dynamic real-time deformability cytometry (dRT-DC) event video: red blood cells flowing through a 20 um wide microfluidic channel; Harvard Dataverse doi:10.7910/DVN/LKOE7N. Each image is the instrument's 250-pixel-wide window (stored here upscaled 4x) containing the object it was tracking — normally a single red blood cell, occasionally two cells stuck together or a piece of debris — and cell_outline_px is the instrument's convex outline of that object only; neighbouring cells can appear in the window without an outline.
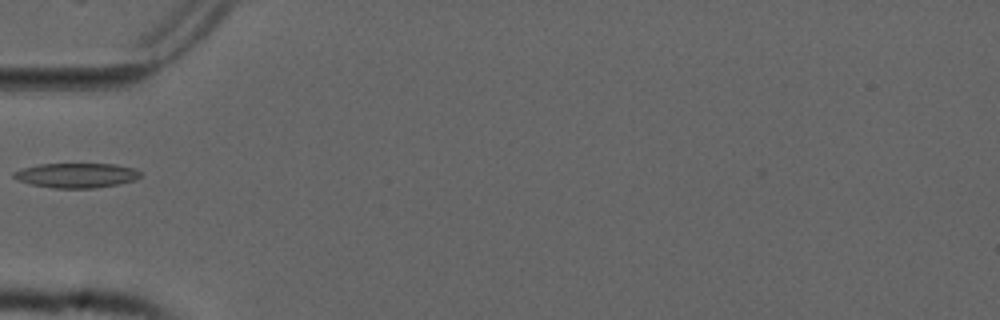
{"species": "common noctule bat (a hibernating species)", "species_latin": "Nyctalus noctula", "temperature_condition": "cold", "stored_images_in_passage": 34, "camera_frame_rate_fps": 3000, "um_per_image_px": 0.085, "animal": {"sex": "male", "forearm_length_mm": 52.5}, "frame": {"image": 1, "passage_image": 1, "time_ms": 0.0, "image_size_px": [1000, 320], "cell_outline_px": [[140, 176], [136, 180], [96, 188], [52, 188], [32, 184], [20, 180], [12, 176], [12, 172], [24, 168], [40, 164], [116, 164], [136, 168], [140, 172]], "centroid_in_image_um": [6.53, 14.9], "position_along_channel_um": 78.5, "area_um2": 18.15}}
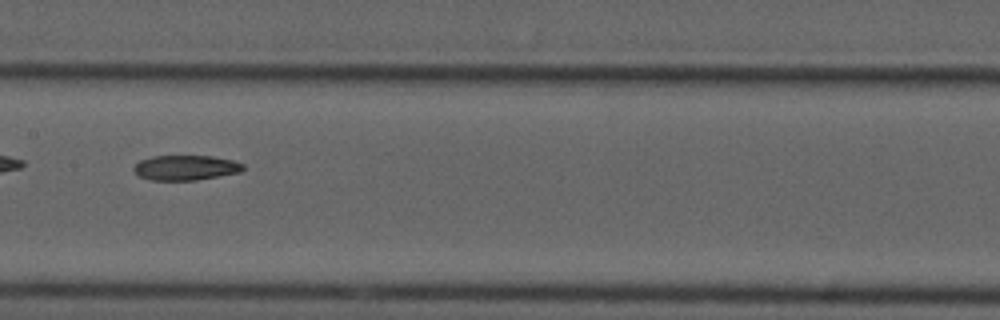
{"frame": {"image": 2, "passage_image": 10, "time_ms": 3.0, "image_size_px": [1000, 320], "cell_outline_px": [[244, 168], [240, 172], [196, 180], [152, 180], [140, 176], [132, 168], [140, 160], [152, 156], [212, 156], [232, 160], [244, 164]], "centroid_in_image_um": [15.78, 14.25], "position_along_channel_um": 191.6, "area_um2": 15.78}}
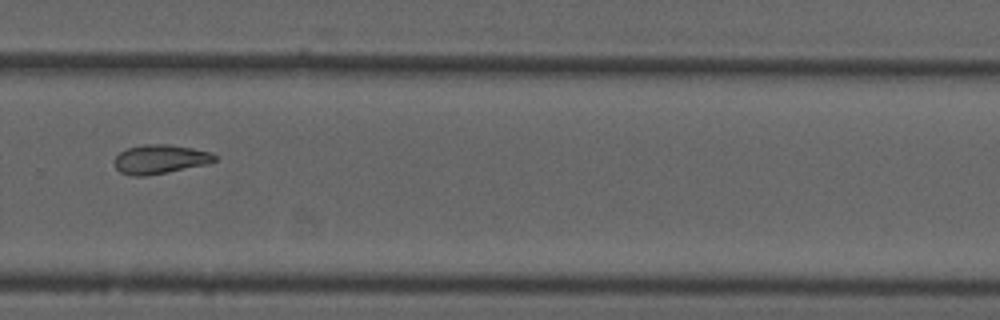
{"frame": {"image": 3, "passage_image": 20, "time_ms": 6.333, "image_size_px": [1000, 320], "cell_outline_px": [[216, 160], [208, 164], [148, 176], [132, 176], [120, 172], [116, 168], [116, 156], [120, 152], [128, 148], [144, 144], [168, 144], [192, 148], [212, 152], [216, 156]], "centroid_in_image_um": [13.63, 13.54], "position_along_channel_um": 316.2, "area_um2": 16.99}}